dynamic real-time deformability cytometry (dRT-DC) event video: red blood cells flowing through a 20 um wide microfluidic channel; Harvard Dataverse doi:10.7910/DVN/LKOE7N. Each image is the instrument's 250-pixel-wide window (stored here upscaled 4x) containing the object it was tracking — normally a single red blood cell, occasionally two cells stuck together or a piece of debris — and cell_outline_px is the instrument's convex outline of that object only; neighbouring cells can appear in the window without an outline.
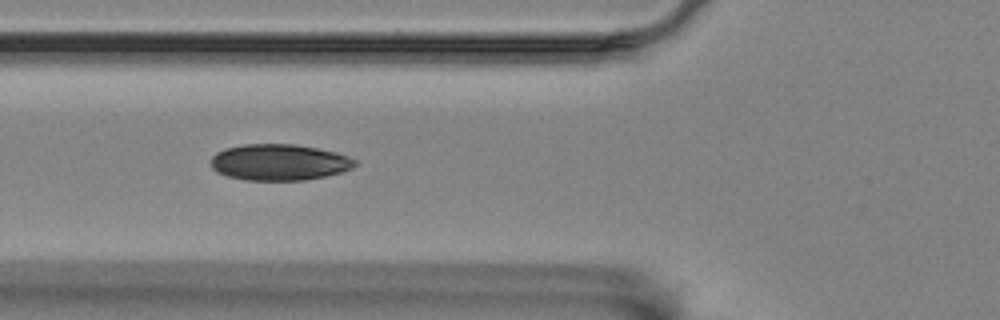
{"species": "Egyptian fruit bat (a non-hibernating species)", "species_latin": "Rousettus aegyptiacus", "temperature_condition": "room temperature", "stored_images_in_passage": 5, "camera_frame_rate_fps": 3000, "um_per_image_px": 0.085, "animal": {"sex": "female"}, "frame": {"image": 1, "passage_image": 5, "time_ms": 1.333, "image_size_px": [1000, 320], "cell_outline_px": [[356, 164], [352, 168], [344, 172], [304, 180], [244, 180], [228, 176], [216, 172], [212, 168], [208, 160], [216, 152], [224, 148], [244, 144], [296, 144], [336, 152], [348, 156], [356, 160]], "centroid_in_image_um": [23.7, 13.79], "position_along_channel_um": 102.1, "area_um2": 30.69}}